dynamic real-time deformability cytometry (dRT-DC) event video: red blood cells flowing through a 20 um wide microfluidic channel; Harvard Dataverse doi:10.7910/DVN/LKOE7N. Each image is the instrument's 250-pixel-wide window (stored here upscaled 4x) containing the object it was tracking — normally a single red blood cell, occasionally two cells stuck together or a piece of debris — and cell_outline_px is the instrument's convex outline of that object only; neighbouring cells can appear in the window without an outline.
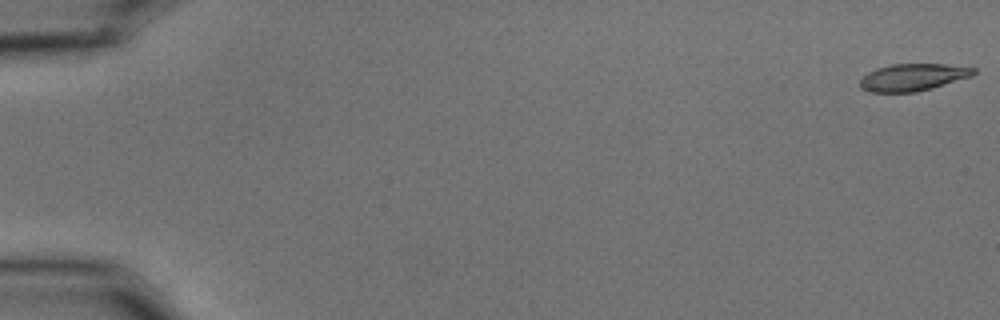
{"species": "common noctule bat (a hibernating species)", "species_latin": "Nyctalus noctula", "temperature_condition": "cold", "stored_images_in_passage": 57, "camera_frame_rate_fps": 3000, "um_per_image_px": 0.085, "animal": {"sex": "male", "body_mass_g": 15.6}, "frame": {"image": 1, "passage_image": 1, "time_ms": 0.0, "image_size_px": [1000, 320], "cell_outline_px": [[976, 72], [972, 76], [916, 92], [868, 92], [860, 88], [860, 80], [868, 72], [876, 68], [892, 64], [944, 64], [976, 68]], "centroid_in_image_um": [77.57, 6.56], "position_along_channel_um": 7.4, "area_um2": 17.86}}
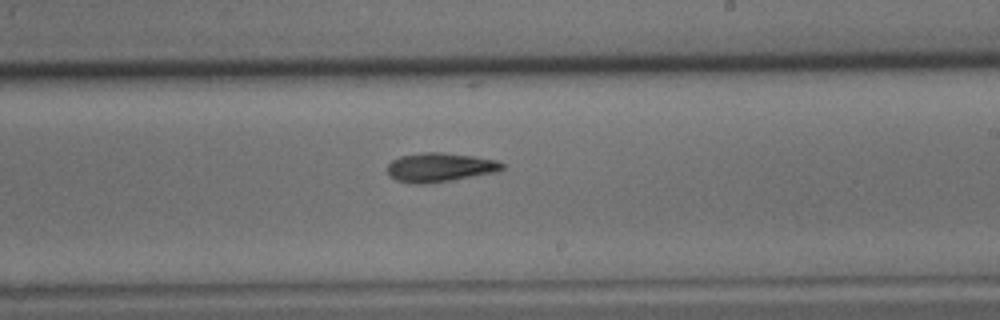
{"frame": {"image": 2, "passage_image": 35, "time_ms": 11.333, "image_size_px": [1000, 320], "cell_outline_px": [[504, 168], [496, 172], [452, 180], [424, 184], [412, 184], [396, 180], [388, 176], [388, 164], [392, 160], [400, 156], [424, 152], [440, 152], [472, 156], [496, 160], [504, 164]], "centroid_in_image_um": [37.36, 14.23], "position_along_channel_um": 251.6, "area_um2": 19.42}}
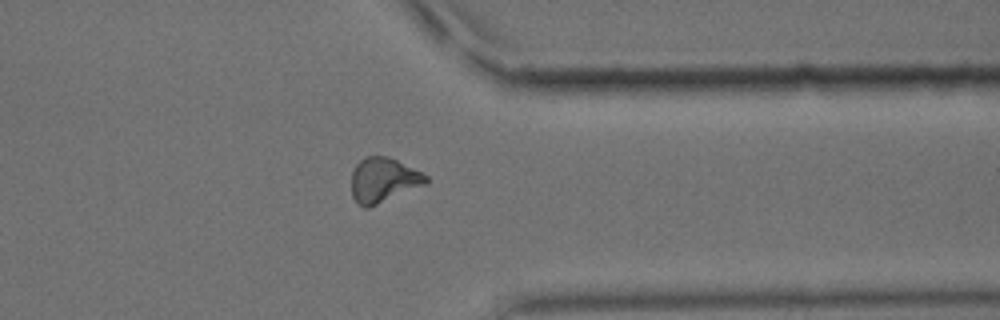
{"frame": {"image": 3, "passage_image": 46, "time_ms": 15.0, "image_size_px": [1000, 320], "cell_outline_px": [[428, 184], [368, 208], [364, 208], [356, 204], [352, 196], [352, 172], [356, 164], [364, 156], [388, 156], [428, 176]], "centroid_in_image_um": [32.57, 15.32], "position_along_channel_um": 378.8, "area_um2": 19.54}}